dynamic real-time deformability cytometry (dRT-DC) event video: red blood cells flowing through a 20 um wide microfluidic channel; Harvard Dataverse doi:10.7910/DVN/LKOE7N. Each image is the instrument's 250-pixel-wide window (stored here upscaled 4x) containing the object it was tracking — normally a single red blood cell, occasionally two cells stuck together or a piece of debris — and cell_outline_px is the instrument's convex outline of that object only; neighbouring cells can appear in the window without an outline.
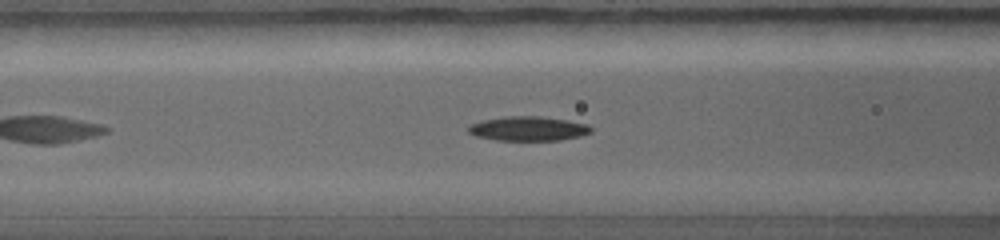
{"species": "common noctule bat (a hibernating species)", "species_latin": "Nyctalus noctula", "temperature_condition": "warm", "stored_images_in_passage": 10, "camera_frame_rate_fps": 5000, "um_per_image_px": 0.085, "animal": {"sex": "female", "body_mass_g": 19.0, "forearm_length_mm": 56.7}, "frame": {"image": 1, "passage_image": 6, "time_ms": 2.6, "image_size_px": [1000, 240], "cell_outline_px": [[592, 132], [580, 136], [560, 140], [496, 140], [476, 136], [468, 132], [468, 128], [472, 124], [484, 120], [512, 116], [536, 116], [568, 120], [588, 124], [592, 128]], "centroid_in_image_um": [44.95, 10.94], "position_along_channel_um": 121.7, "area_um2": 17.22}}
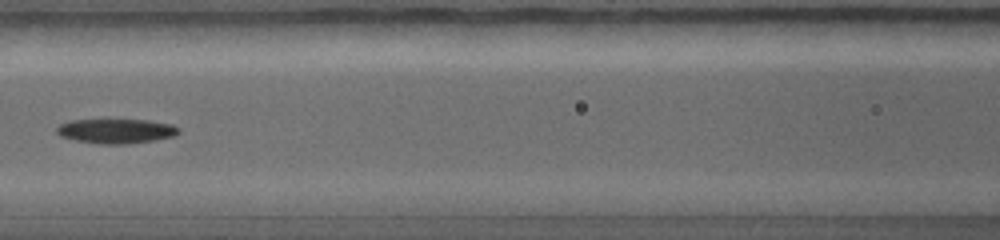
{"frame": {"image": 2, "passage_image": 7, "time_ms": 3.2, "image_size_px": [1000, 240], "cell_outline_px": [[180, 132], [172, 136], [152, 140], [128, 144], [100, 144], [76, 140], [60, 136], [56, 132], [56, 128], [60, 124], [68, 120], [148, 120], [172, 124], [180, 128]], "centroid_in_image_um": [9.85, 11.13], "position_along_channel_um": 156.7, "area_um2": 17.4}}
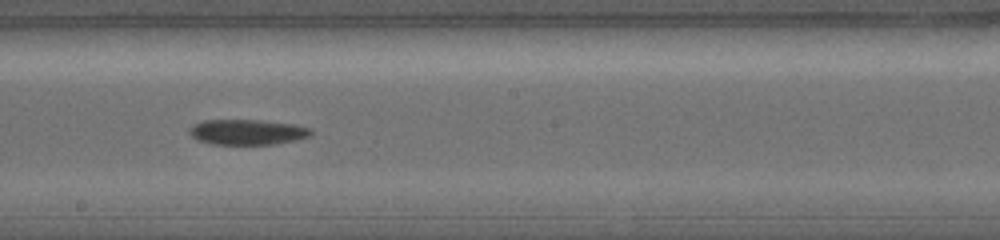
{"frame": {"image": 3, "passage_image": 9, "time_ms": 4.4, "image_size_px": [1000, 240], "cell_outline_px": [[312, 136], [296, 140], [276, 144], [208, 144], [196, 140], [188, 132], [196, 124], [204, 120], [256, 120], [296, 124], [312, 128]], "centroid_in_image_um": [21.07, 11.23], "position_along_channel_um": 227.1, "area_um2": 18.03}}